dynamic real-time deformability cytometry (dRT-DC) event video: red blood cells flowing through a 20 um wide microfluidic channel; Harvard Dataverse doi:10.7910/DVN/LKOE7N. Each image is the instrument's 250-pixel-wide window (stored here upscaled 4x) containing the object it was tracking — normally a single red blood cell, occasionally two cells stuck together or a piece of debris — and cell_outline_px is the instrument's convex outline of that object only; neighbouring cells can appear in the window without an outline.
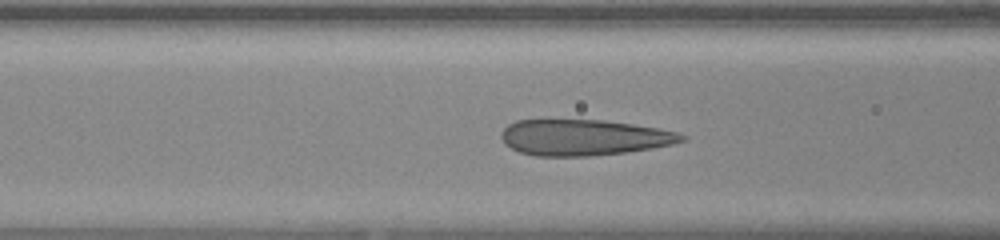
{"species": "human", "species_latin": "Homo sapiens", "temperature_condition": "warm", "stored_images_in_passage": 14, "camera_frame_rate_fps": 3000, "um_per_image_px": 0.085, "donor": {"sex": "female"}, "frame": {"image": 1, "passage_image": 5, "time_ms": 1.333, "image_size_px": [1000, 240], "cell_outline_px": [[688, 136], [684, 140], [672, 144], [652, 148], [624, 152], [592, 156], [536, 156], [520, 152], [504, 144], [500, 136], [500, 132], [508, 124], [516, 120], [604, 120], [632, 124], [656, 128], [676, 132]], "centroid_in_image_um": [49.58, 11.68], "position_along_channel_um": 117.0, "area_um2": 37.74}}
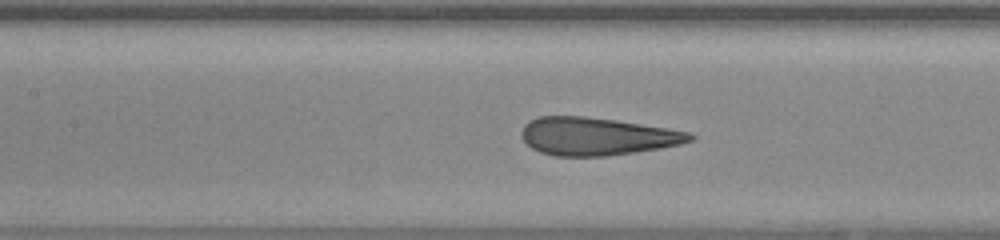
{"frame": {"image": 2, "passage_image": 8, "time_ms": 2.333, "image_size_px": [1000, 240], "cell_outline_px": [[696, 136], [692, 140], [680, 144], [660, 148], [636, 152], [604, 156], [552, 156], [540, 152], [532, 148], [520, 136], [520, 132], [524, 124], [528, 120], [536, 116], [584, 116], [616, 120], [688, 132]], "centroid_in_image_um": [50.66, 11.59], "position_along_channel_um": 156.7, "area_um2": 37.11}}